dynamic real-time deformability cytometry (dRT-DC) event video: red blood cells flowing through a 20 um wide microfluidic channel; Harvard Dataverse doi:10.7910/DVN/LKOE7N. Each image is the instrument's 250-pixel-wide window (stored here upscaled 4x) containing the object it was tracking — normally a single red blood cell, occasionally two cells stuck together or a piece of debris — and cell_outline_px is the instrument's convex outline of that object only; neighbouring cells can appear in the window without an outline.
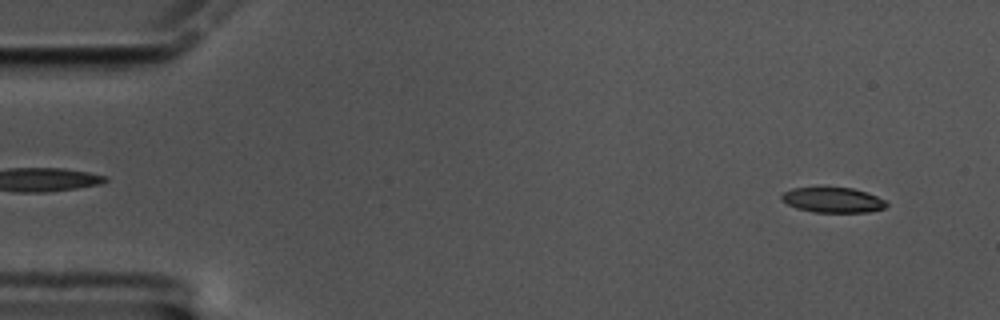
{"species": "common noctule bat (a hibernating species)", "species_latin": "Nyctalus noctula", "temperature_condition": "cold", "stored_images_in_passage": 59, "camera_frame_rate_fps": 3000, "um_per_image_px": 0.085, "animal": {"sex": "male", "body_mass_g": 17.5, "forearm_length_mm": 52.3}, "frame": {"image": 1, "passage_image": 4, "time_ms": 1.0, "image_size_px": [1000, 320], "cell_outline_px": [[888, 204], [884, 208], [868, 212], [812, 212], [796, 208], [780, 200], [780, 196], [784, 192], [792, 188], [816, 184], [820, 184], [852, 188], [868, 192], [884, 200]], "centroid_in_image_um": [70.71, 16.94], "position_along_channel_um": 14.3, "area_um2": 16.24}}
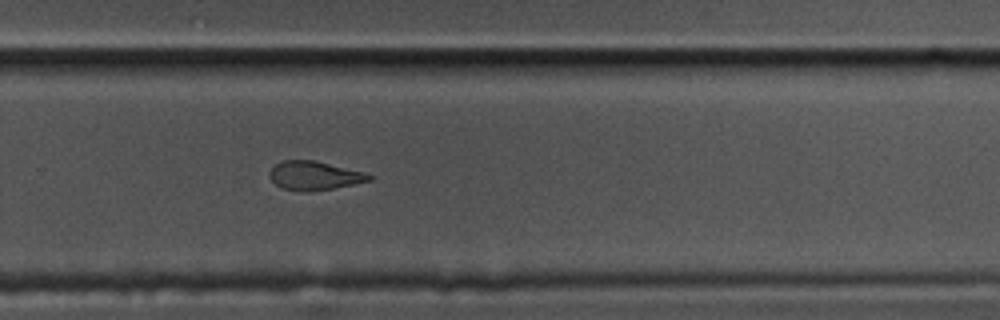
{"frame": {"image": 2, "passage_image": 39, "time_ms": 12.667, "image_size_px": [1000, 320], "cell_outline_px": [[372, 180], [332, 188], [308, 192], [284, 188], [276, 184], [268, 176], [268, 172], [276, 164], [284, 160], [312, 160], [368, 172], [372, 176]], "centroid_in_image_um": [26.74, 14.92], "position_along_channel_um": 303.1, "area_um2": 16.59}}
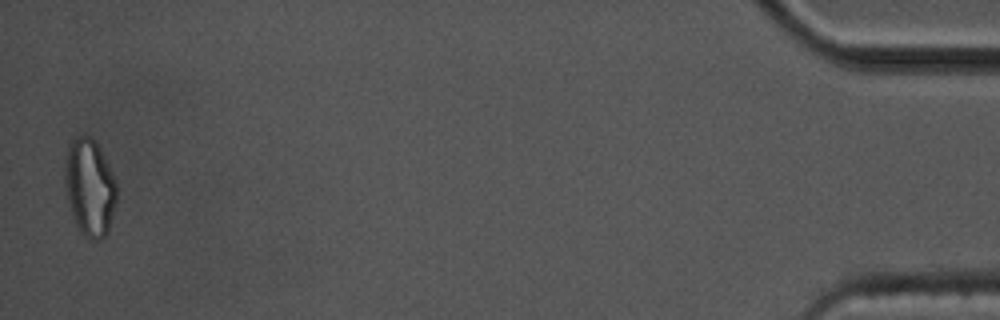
{"frame": {"image": 3, "passage_image": 58, "time_ms": 19.0, "image_size_px": [1000, 320], "cell_outline_px": [[116, 200], [108, 232], [100, 240], [92, 240], [84, 236], [80, 232], [76, 224], [68, 200], [64, 180], [64, 160], [68, 144], [72, 136], [92, 136], [96, 140], [116, 180]], "centroid_in_image_um": [7.6, 15.88], "position_along_channel_um": 427.6, "area_um2": 29.65}, "authors_computed_cell_mechanics": {"area_um2": 17.34, "velocity_mm_per_s": 3.4022, "shape_relaxation_time_tau1_ms": null, "shape_relaxation_time_tau2_ms": 3.6804, "deformation_change_tau1": null, "deformation_change_tau2": 0.1068}}